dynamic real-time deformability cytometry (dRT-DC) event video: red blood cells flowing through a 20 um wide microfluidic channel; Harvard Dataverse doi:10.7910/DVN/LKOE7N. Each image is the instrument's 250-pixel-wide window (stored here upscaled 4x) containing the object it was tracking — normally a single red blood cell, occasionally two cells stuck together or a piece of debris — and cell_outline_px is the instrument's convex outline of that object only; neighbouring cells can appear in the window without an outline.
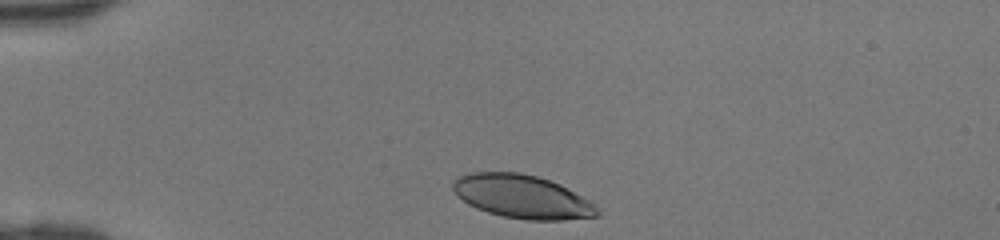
{"species": "human", "species_latin": "Homo sapiens", "temperature_condition": "room temperature", "stored_images_in_passage": 30, "camera_frame_rate_fps": 3000, "um_per_image_px": 0.085, "donor": {"sex": "female"}, "frame": {"image": 1, "passage_image": 1, "time_ms": 0.0, "image_size_px": [1000, 240], "cell_outline_px": [[600, 216], [564, 220], [528, 220], [504, 216], [488, 212], [476, 208], [468, 204], [452, 188], [452, 180], [460, 176], [472, 172], [520, 172], [536, 176], [560, 184], [592, 200], [596, 204], [600, 212]], "centroid_in_image_um": [44.45, 16.71], "position_along_channel_um": 40.6, "area_um2": 36.65}}
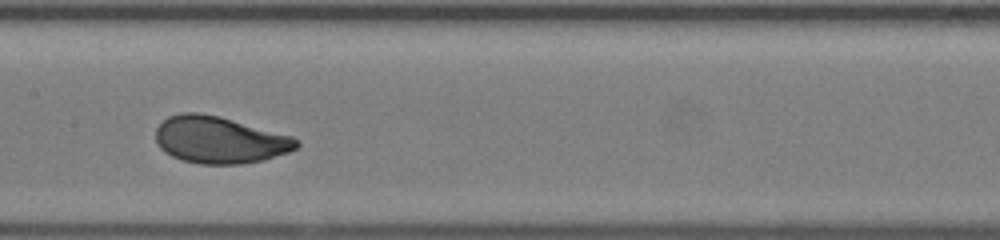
{"frame": {"image": 2, "passage_image": 14, "time_ms": 4.333, "image_size_px": [1000, 240], "cell_outline_px": [[300, 144], [296, 148], [288, 152], [264, 160], [240, 164], [200, 164], [184, 160], [172, 156], [164, 152], [156, 144], [156, 128], [168, 116], [180, 112], [200, 112], [220, 116], [292, 136]], "centroid_in_image_um": [18.63, 11.88], "position_along_channel_um": 188.8, "area_um2": 38.55}}
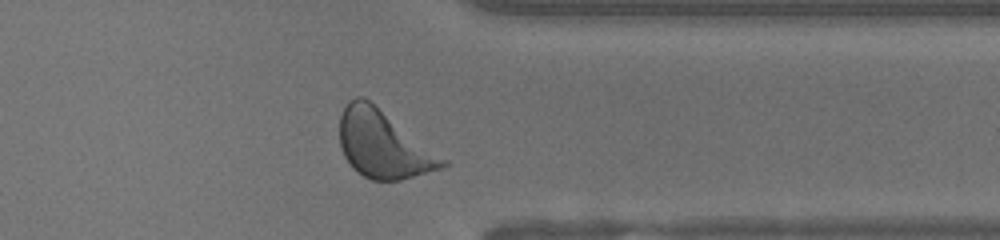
{"frame": {"image": 3, "passage_image": 27, "time_ms": 8.667, "image_size_px": [1000, 240], "cell_outline_px": [[448, 164], [444, 168], [400, 180], [372, 180], [356, 172], [352, 168], [344, 156], [340, 144], [340, 116], [348, 100], [356, 96], [364, 96], [448, 160]], "centroid_in_image_um": [32.58, 12.27], "position_along_channel_um": 378.8, "area_um2": 40.34}}